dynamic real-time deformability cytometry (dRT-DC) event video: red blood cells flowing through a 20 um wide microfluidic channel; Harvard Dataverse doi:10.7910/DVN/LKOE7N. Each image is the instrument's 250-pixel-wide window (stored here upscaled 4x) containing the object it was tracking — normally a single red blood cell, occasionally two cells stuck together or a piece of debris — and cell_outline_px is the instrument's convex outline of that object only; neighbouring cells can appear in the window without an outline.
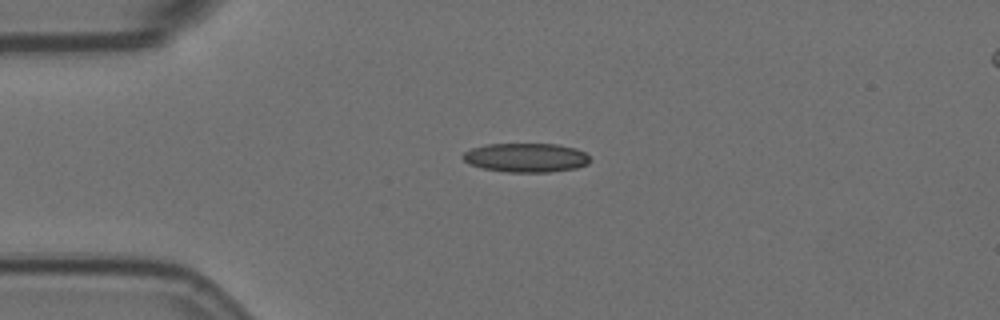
{"species": "Egyptian fruit bat (a non-hibernating species)", "species_latin": "Rousettus aegyptiacus", "temperature_condition": "room temperature", "stored_images_in_passage": 3, "segment_of_instrument_passage": [1, 2], "camera_frame_rate_fps": 3000, "um_per_image_px": 0.085, "animal": {"sex": "female"}, "frame": {"image": 1, "passage_image": 1, "time_ms": 0.0, "image_size_px": [1000, 320], "cell_outline_px": [[588, 164], [576, 168], [548, 172], [508, 172], [484, 168], [472, 164], [464, 160], [460, 156], [464, 152], [472, 148], [488, 144], [556, 144], [576, 148], [584, 152], [588, 156]], "centroid_in_image_um": [44.71, 13.39], "position_along_channel_um": 40.3, "area_um2": 21.33}}